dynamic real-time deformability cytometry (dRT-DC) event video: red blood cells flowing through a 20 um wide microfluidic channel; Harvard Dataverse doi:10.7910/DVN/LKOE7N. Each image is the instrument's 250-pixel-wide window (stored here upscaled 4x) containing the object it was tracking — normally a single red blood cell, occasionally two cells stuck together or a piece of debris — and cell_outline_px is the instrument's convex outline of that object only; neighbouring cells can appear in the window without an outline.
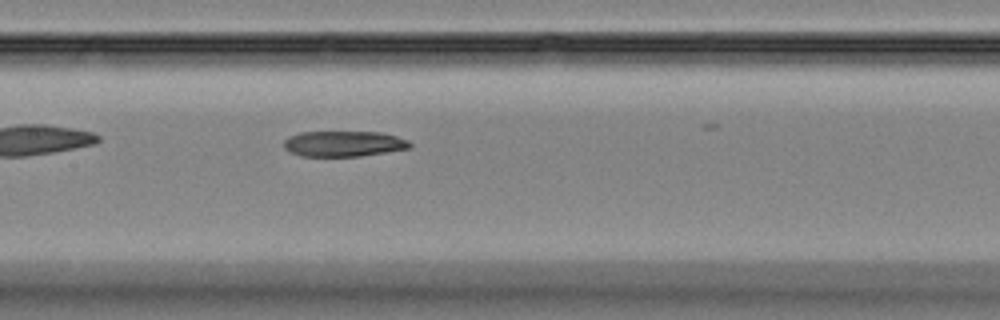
{"species": "Egyptian fruit bat (a non-hibernating species)", "species_latin": "Rousettus aegyptiacus", "temperature_condition": "room temperature", "stored_images_in_passage": 27, "camera_frame_rate_fps": 3000, "um_per_image_px": 0.085, "animal": {"sex": "female"}, "frame": {"image": 1, "passage_image": 9, "time_ms": 2.667, "image_size_px": [1000, 320], "cell_outline_px": [[412, 148], [360, 156], [300, 156], [288, 152], [284, 148], [284, 140], [288, 136], [300, 132], [384, 132], [408, 140], [412, 144]], "centroid_in_image_um": [29.21, 12.22], "position_along_channel_um": 178.2, "area_um2": 19.02}}
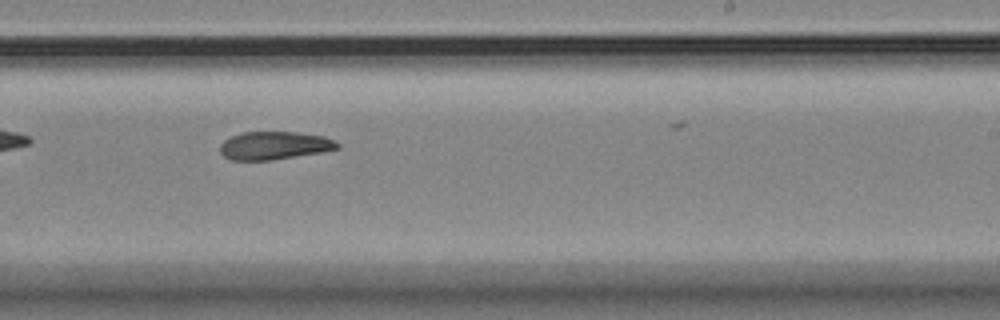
{"frame": {"image": 2, "passage_image": 16, "time_ms": 5.0, "image_size_px": [1000, 320], "cell_outline_px": [[340, 148], [320, 152], [272, 160], [228, 160], [220, 152], [220, 144], [224, 140], [232, 136], [244, 132], [296, 132], [324, 136], [340, 144]], "centroid_in_image_um": [23.29, 12.37], "position_along_channel_um": 265.7, "area_um2": 19.07}}
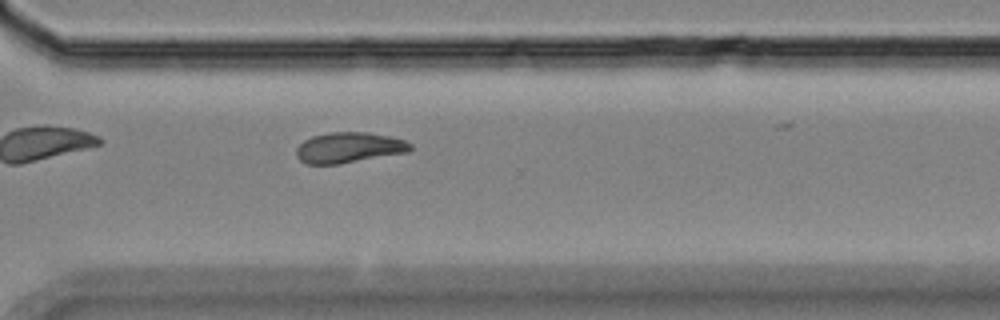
{"frame": {"image": 3, "passage_image": 22, "time_ms": 7.0, "image_size_px": [1000, 320], "cell_outline_px": [[412, 148], [408, 152], [340, 164], [304, 164], [296, 156], [296, 148], [304, 140], [312, 136], [328, 132], [368, 132], [388, 136], [404, 140], [412, 144]], "centroid_in_image_um": [29.64, 12.55], "position_along_channel_um": 341.0, "area_um2": 20.4}}